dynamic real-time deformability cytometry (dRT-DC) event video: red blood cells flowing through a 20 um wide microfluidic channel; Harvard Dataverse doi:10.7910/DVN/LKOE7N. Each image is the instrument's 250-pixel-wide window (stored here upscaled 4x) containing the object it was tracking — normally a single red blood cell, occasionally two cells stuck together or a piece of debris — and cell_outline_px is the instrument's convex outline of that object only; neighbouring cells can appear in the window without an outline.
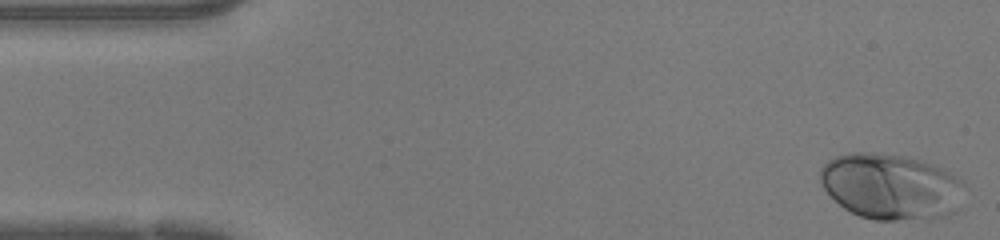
{"species": "human", "species_latin": "Homo sapiens", "temperature_condition": "warm", "stored_images_in_passage": 46, "camera_frame_rate_fps": 3000, "um_per_image_px": 0.085, "donor": {"sex": "female"}, "frame": {"image": 1, "passage_image": 1, "time_ms": 0.0, "image_size_px": [1000, 240], "cell_outline_px": [[964, 184], [960, 208], [956, 212], [948, 216], [928, 220], [876, 220], [860, 216], [844, 208], [820, 184], [820, 168], [828, 160], [836, 156], [848, 152], [876, 152], [908, 156], [924, 160], [944, 168], [964, 180]], "centroid_in_image_um": [75.79, 15.85], "position_along_channel_um": 9.2, "area_um2": 56.53}}
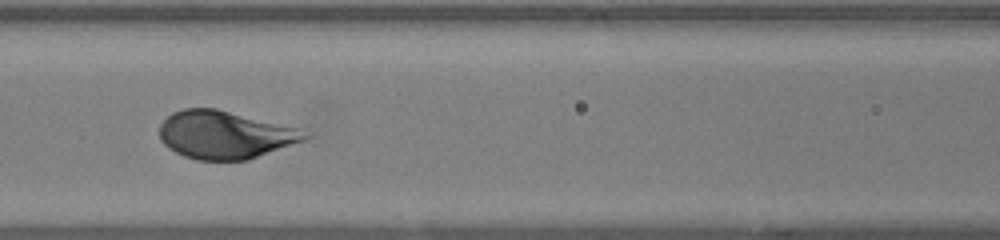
{"frame": {"image": 2, "passage_image": 19, "time_ms": 6.0, "image_size_px": [1000, 240], "cell_outline_px": [[312, 136], [304, 140], [248, 160], [196, 160], [184, 156], [168, 148], [160, 140], [160, 124], [172, 112], [184, 108], [216, 108], [296, 128]], "centroid_in_image_um": [19.07, 11.46], "position_along_channel_um": 147.5, "area_um2": 40.17}}
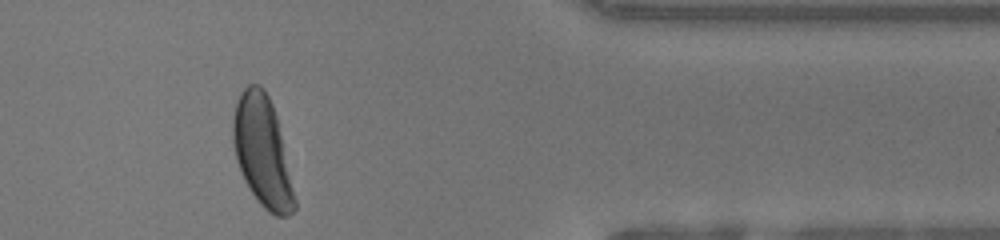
{"frame": {"image": 3, "passage_image": 38, "time_ms": 12.333, "image_size_px": [1000, 240], "cell_outline_px": [[296, 208], [288, 216], [276, 216], [268, 212], [260, 204], [248, 188], [244, 180], [236, 160], [232, 144], [232, 116], [240, 92], [248, 84], [260, 84], [264, 88], [272, 104], [276, 116], [296, 200]], "centroid_in_image_um": [22.27, 12.88], "position_along_channel_um": 389.1, "area_um2": 39.48}, "authors_computed_cell_mechanics": {"area_um2": 42.1362, "velocity_mm_per_s": 4.23, "shape_relaxation_time_tau1_ms": 2.0442, "shape_relaxation_time_tau2_ms": null, "deformation_change_tau1": 0.1612, "deformation_change_tau2": null}}